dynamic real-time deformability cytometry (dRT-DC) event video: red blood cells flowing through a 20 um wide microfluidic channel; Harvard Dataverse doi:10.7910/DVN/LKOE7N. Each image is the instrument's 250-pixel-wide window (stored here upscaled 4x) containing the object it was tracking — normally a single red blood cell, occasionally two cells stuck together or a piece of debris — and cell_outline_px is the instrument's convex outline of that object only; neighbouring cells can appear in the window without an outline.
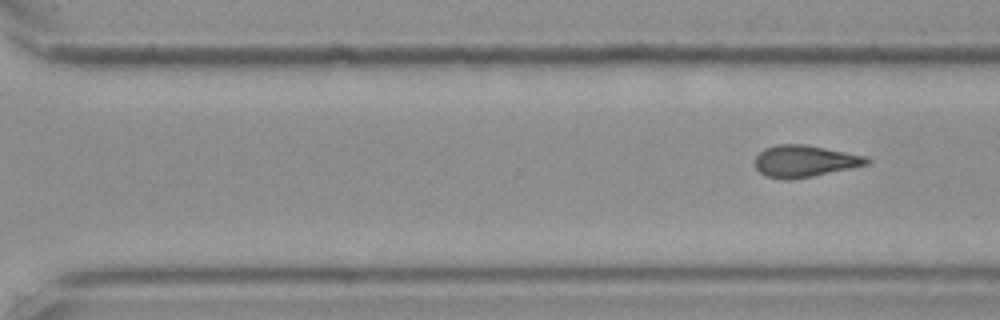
{"species": "Egyptian fruit bat (a non-hibernating species)", "species_latin": "Rousettus aegyptiacus", "temperature_condition": "cold", "stored_images_in_passage": 10, "segment_of_instrument_passage": [2, 2], "camera_frame_rate_fps": 3000, "um_per_image_px": 0.085, "frame": {"image": 1, "passage_image": 10, "time_ms": 3.0, "image_size_px": [1000, 320], "cell_outline_px": [[872, 164], [812, 176], [788, 180], [784, 180], [764, 176], [756, 168], [756, 156], [764, 148], [776, 144], [804, 144], [864, 156], [872, 160]], "centroid_in_image_um": [68.39, 13.7], "position_along_channel_um": 302.2, "area_um2": 20.69}}